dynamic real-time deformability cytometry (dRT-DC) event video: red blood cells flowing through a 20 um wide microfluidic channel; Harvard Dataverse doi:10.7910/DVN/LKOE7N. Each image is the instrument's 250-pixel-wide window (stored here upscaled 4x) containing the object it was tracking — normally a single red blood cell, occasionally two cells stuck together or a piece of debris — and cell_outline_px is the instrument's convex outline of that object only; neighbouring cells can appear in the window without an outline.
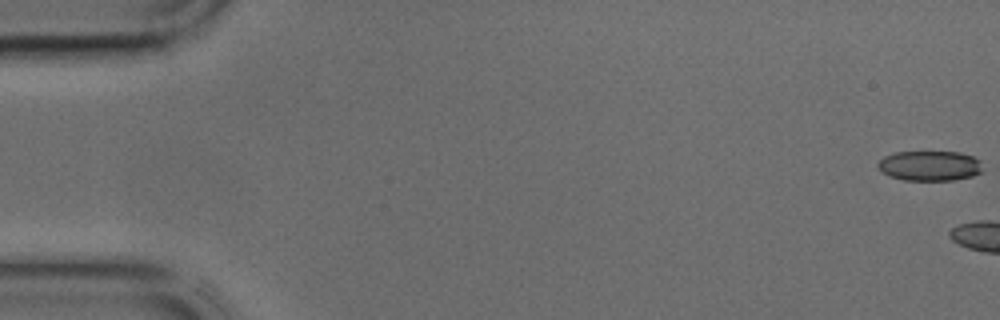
{"species": "common noctule bat (a hibernating species)", "species_latin": "Nyctalus noctula", "temperature_condition": "cold", "stored_images_in_passage": 4, "camera_frame_rate_fps": 3000, "um_per_image_px": 0.085, "animal": {"sex": "male", "body_mass_g": 17.9, "forearm_length_mm": 54.2}, "frame": {"image": 1, "passage_image": 1, "time_ms": 0.0, "image_size_px": [1000, 320], "cell_outline_px": [[980, 172], [972, 176], [952, 180], [904, 180], [888, 176], [876, 164], [884, 156], [896, 152], [960, 152], [972, 156], [980, 160]], "centroid_in_image_um": [79.01, 14.09], "position_along_channel_um": 6.0, "area_um2": 18.15}}